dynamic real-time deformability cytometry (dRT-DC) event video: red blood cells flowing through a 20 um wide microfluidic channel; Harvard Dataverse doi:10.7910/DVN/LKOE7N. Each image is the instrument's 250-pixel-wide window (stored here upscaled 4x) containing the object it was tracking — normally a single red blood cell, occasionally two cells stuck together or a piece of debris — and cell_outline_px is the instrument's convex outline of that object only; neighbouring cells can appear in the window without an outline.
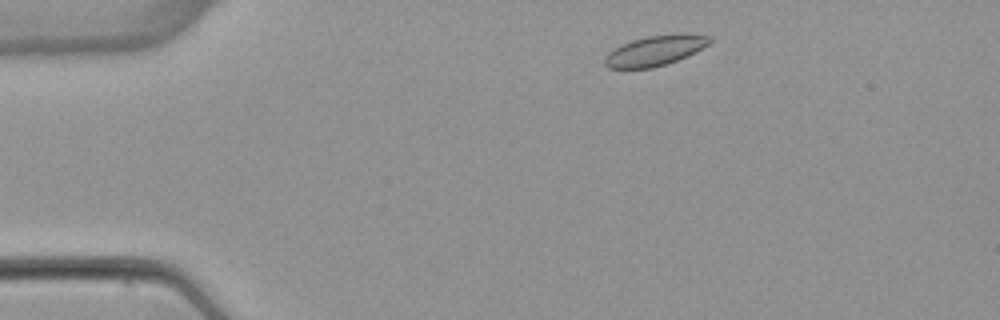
{"species": "common noctule bat (a hibernating species)", "species_latin": "Nyctalus noctula", "temperature_condition": "warm", "stored_images_in_passage": 47, "camera_frame_rate_fps": 3000, "um_per_image_px": 0.085, "animal": {"sex": "female", "body_mass_g": 22.7, "forearm_length_mm": 54.2}, "frame": {"image": 1, "passage_image": 3, "time_ms": 0.667, "image_size_px": [1000, 320], "cell_outline_px": [[712, 40], [708, 44], [668, 64], [652, 68], [608, 68], [604, 64], [604, 56], [608, 52], [632, 40], [648, 36], [684, 32], [712, 36]], "centroid_in_image_um": [55.68, 4.29], "position_along_channel_um": 29.3, "area_um2": 18.32}}
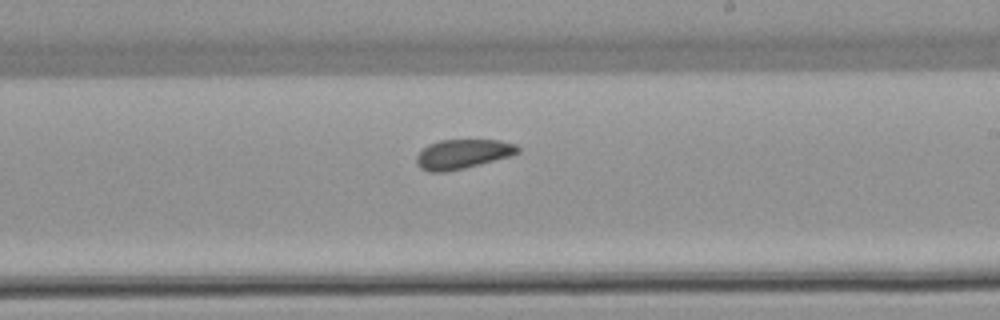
{"frame": {"image": 2, "passage_image": 25, "time_ms": 8.0, "image_size_px": [1000, 320], "cell_outline_px": [[520, 152], [512, 156], [464, 168], [444, 172], [428, 172], [420, 168], [416, 164], [416, 156], [428, 144], [440, 140], [500, 140], [516, 144], [520, 148]], "centroid_in_image_um": [39.34, 13.09], "position_along_channel_um": 249.7, "area_um2": 17.51}}
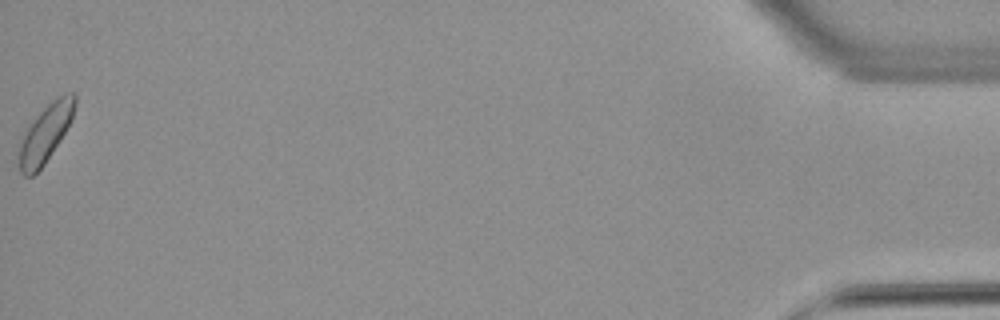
{"frame": {"image": 3, "passage_image": 47, "time_ms": 15.333, "image_size_px": [1000, 320], "cell_outline_px": [[76, 104], [72, 120], [60, 140], [44, 164], [32, 176], [24, 176], [20, 172], [16, 152], [28, 128], [36, 116], [56, 96], [64, 92], [76, 92]], "centroid_in_image_um": [3.88, 11.32], "position_along_channel_um": 431.3, "area_um2": 18.79}, "authors_computed_cell_mechanics": {"area_um2": 17.8024, "velocity_mm_per_s": 3.8424, "shape_relaxation_time_tau1_ms": 3.942, "shape_relaxation_time_tau2_ms": null, "deformation_change_tau1": 0.0569, "deformation_change_tau2": null}}